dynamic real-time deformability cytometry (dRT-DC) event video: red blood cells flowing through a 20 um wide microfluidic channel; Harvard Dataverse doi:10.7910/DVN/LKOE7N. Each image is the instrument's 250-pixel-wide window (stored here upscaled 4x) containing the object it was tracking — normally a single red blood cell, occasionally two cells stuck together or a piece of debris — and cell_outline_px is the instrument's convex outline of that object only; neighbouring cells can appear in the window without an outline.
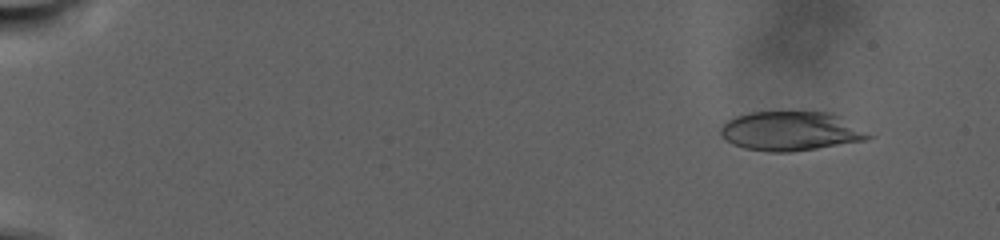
{"species": "human", "species_latin": "Homo sapiens", "temperature_condition": "warm", "stored_images_in_passage": 99, "camera_frame_rate_fps": 3000, "um_per_image_px": 0.085, "donor": {"sex": "male"}, "frame": {"image": 1, "passage_image": 10, "time_ms": 3.0, "image_size_px": [1000, 240], "cell_outline_px": [[876, 136], [868, 140], [792, 152], [768, 152], [744, 148], [732, 144], [724, 140], [720, 136], [720, 128], [728, 120], [736, 116], [752, 112], [832, 112], [840, 116]], "centroid_in_image_um": [67.23, 11.15], "position_along_channel_um": 17.8, "area_um2": 34.1}}
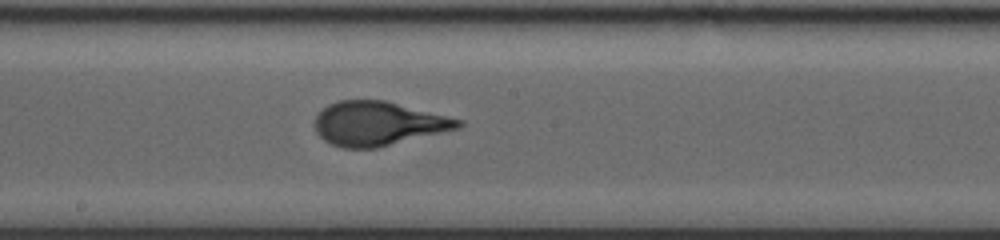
{"frame": {"image": 2, "passage_image": 59, "time_ms": 19.333, "image_size_px": [1000, 240], "cell_outline_px": [[464, 124], [460, 128], [376, 148], [344, 148], [332, 144], [324, 140], [316, 132], [316, 116], [328, 104], [340, 100], [384, 100], [464, 120]], "centroid_in_image_um": [32.16, 10.5], "position_along_channel_um": 216.0, "area_um2": 36.59}}
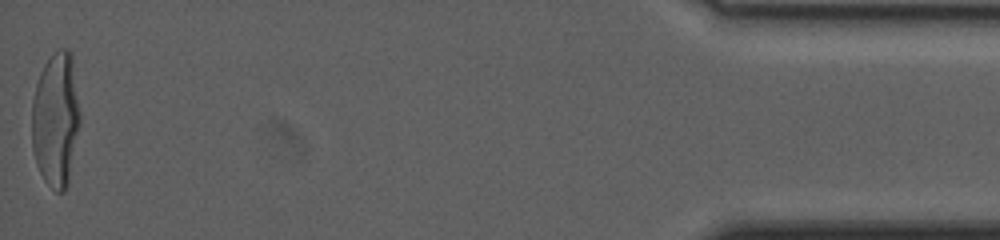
{"frame": {"image": 3, "passage_image": 99, "time_ms": 32.667, "image_size_px": [1000, 240], "cell_outline_px": [[80, 124], [68, 184], [64, 192], [56, 192], [44, 180], [36, 164], [32, 148], [32, 100], [36, 84], [40, 72], [44, 64], [60, 48], [68, 48], [72, 56], [80, 112]], "centroid_in_image_um": [4.74, 10.18], "position_along_channel_um": 430.5, "area_um2": 37.97}, "authors_computed_cell_mechanics": {"area_um2": 36.1828, "velocity_mm_per_s": 2.1987, "shape_relaxation_time_tau1_ms": 6.9049, "shape_relaxation_time_tau2_ms": null, "deformation_change_tau1": 0.2584, "deformation_change_tau2": null}}